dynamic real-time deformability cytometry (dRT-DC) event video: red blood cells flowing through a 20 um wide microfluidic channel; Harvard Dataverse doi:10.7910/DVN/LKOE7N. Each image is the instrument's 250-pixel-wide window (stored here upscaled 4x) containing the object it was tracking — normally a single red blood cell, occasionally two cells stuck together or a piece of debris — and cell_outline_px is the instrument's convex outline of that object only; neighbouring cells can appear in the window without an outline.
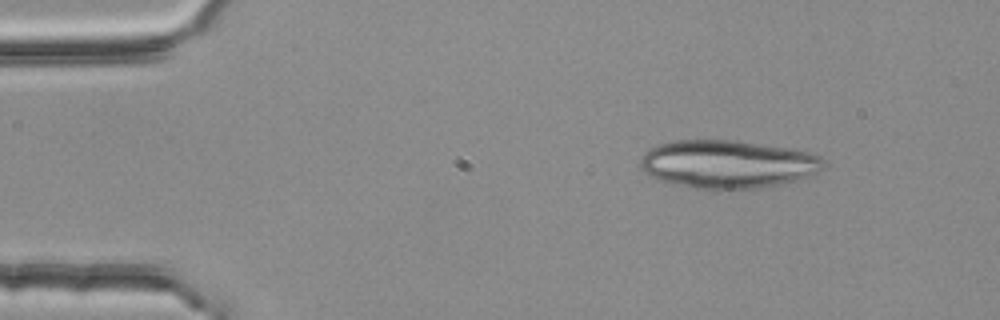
{"species": "common noctule bat (a hibernating species)", "species_latin": "Nyctalus noctula", "temperature_condition": "room temperature", "stored_images_in_passage": 33, "camera_frame_rate_fps": 3000, "um_per_image_px": 0.085, "animal": {"sex": "female", "body_mass_g": 25.1}, "frame": {"image": 1, "passage_image": 1, "time_ms": 0.0, "image_size_px": [1000, 320], "cell_outline_px": [[824, 164], [816, 172], [808, 176], [796, 180], [780, 184], [760, 188], [696, 188], [672, 184], [660, 180], [644, 172], [640, 168], [640, 160], [644, 152], [648, 148], [656, 144], [676, 140], [736, 140], [792, 148], [808, 152], [820, 156], [824, 160]], "centroid_in_image_um": [61.81, 13.93], "position_along_channel_um": 23.2, "area_um2": 51.33}}